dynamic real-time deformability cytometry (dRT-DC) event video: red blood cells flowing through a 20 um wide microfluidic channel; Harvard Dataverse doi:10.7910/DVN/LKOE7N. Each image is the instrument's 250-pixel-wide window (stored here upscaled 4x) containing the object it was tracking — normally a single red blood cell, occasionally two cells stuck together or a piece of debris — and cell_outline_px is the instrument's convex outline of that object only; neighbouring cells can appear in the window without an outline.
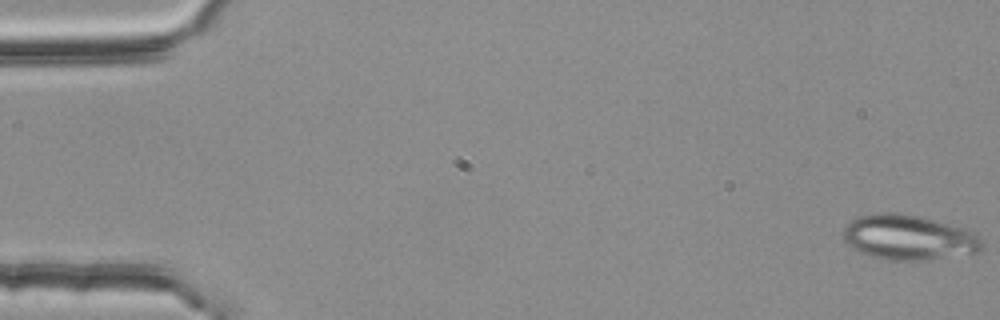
{"species": "common noctule bat (a hibernating species)", "species_latin": "Nyctalus noctula", "temperature_condition": "room temperature", "stored_images_in_passage": 4, "camera_frame_rate_fps": 3000, "um_per_image_px": 0.085, "animal": {"sex": "female", "body_mass_g": 25.1}, "frame": {"image": 1, "passage_image": 1, "time_ms": 0.0, "image_size_px": [1000, 320], "cell_outline_px": [[984, 248], [980, 252], [924, 260], [888, 260], [868, 256], [852, 248], [844, 240], [844, 228], [852, 220], [860, 216], [876, 212], [896, 212], [920, 216], [964, 228], [980, 236], [984, 244]], "centroid_in_image_um": [77.25, 20.18], "position_along_channel_um": 7.7, "area_um2": 36.59}}